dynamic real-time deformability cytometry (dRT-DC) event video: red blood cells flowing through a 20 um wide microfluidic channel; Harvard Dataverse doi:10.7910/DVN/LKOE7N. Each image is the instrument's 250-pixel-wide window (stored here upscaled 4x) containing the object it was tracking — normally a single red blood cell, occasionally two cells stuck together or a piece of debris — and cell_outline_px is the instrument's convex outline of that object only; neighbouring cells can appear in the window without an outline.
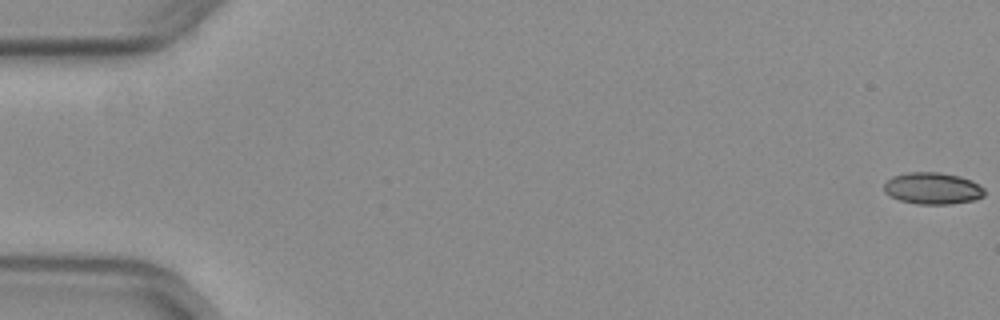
{"species": "common noctule bat (a hibernating species)", "species_latin": "Nyctalus noctula", "temperature_condition": "warm", "stored_images_in_passage": 52, "camera_frame_rate_fps": 3000, "um_per_image_px": 0.085, "animal": {"sex": "female", "body_mass_g": 29.2, "forearm_length_mm": 56.3}, "frame": {"image": 1, "passage_image": 1, "time_ms": 0.0, "image_size_px": [1000, 320], "cell_outline_px": [[984, 196], [976, 200], [952, 204], [916, 204], [900, 200], [884, 192], [884, 184], [892, 176], [908, 172], [940, 172], [960, 176], [972, 180], [980, 184], [984, 188]], "centroid_in_image_um": [79.31, 16.01], "position_along_channel_um": 5.7, "area_um2": 18.79}}
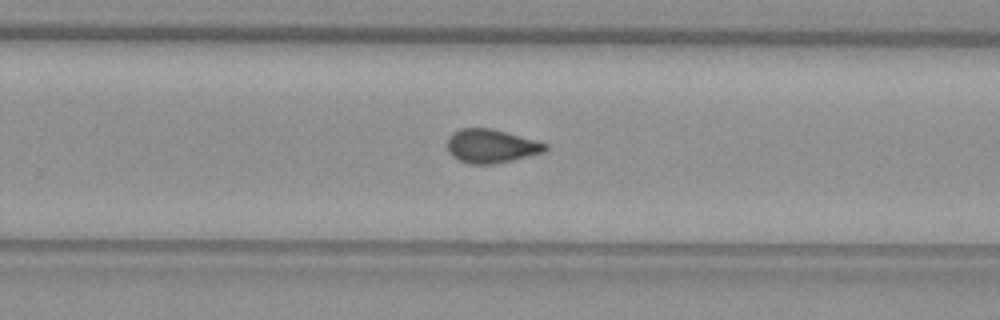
{"frame": {"image": 2, "passage_image": 35, "time_ms": 11.333, "image_size_px": [1000, 320], "cell_outline_px": [[548, 148], [544, 152], [496, 164], [468, 164], [452, 156], [448, 152], [448, 136], [452, 132], [460, 128], [492, 128], [548, 144]], "centroid_in_image_um": [41.72, 12.41], "position_along_channel_um": 288.1, "area_um2": 19.25}}
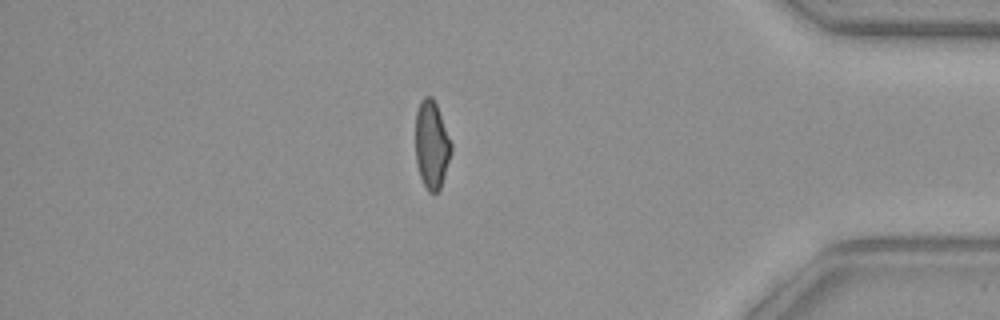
{"frame": {"image": 3, "passage_image": 46, "time_ms": 15.0, "image_size_px": [1000, 320], "cell_outline_px": [[452, 152], [440, 188], [436, 192], [428, 192], [420, 176], [416, 164], [416, 112], [420, 100], [424, 96], [432, 96], [436, 104], [452, 144]], "centroid_in_image_um": [36.69, 12.29], "position_along_channel_um": 398.5, "area_um2": 18.21}}